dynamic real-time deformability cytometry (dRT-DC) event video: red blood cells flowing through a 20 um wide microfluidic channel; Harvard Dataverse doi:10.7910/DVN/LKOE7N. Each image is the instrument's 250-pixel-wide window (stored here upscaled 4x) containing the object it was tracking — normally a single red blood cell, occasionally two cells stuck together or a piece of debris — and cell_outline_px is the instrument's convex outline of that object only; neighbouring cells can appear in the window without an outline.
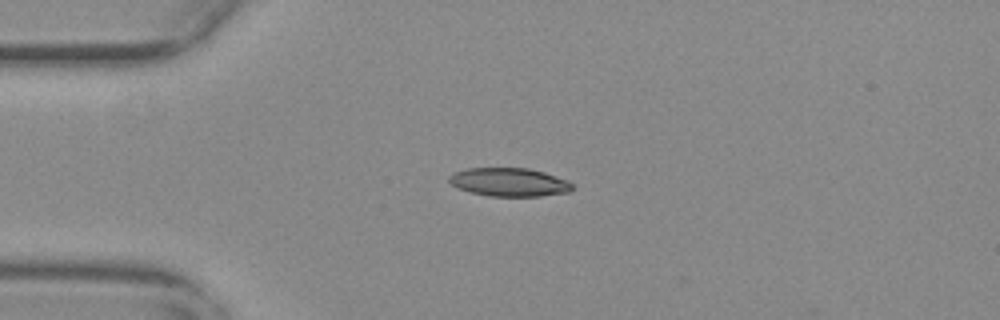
{"species": "common noctule bat (a hibernating species)", "species_latin": "Nyctalus noctula", "temperature_condition": "warm", "stored_images_in_passage": 42, "camera_frame_rate_fps": 3000, "um_per_image_px": 0.085, "animal": {"sex": "female", "body_mass_g": 29.2, "forearm_length_mm": 56.3}, "frame": {"image": 1, "passage_image": 1, "time_ms": 0.0, "image_size_px": [1000, 320], "cell_outline_px": [[572, 188], [568, 192], [540, 196], [488, 196], [472, 192], [460, 188], [452, 184], [448, 180], [448, 176], [456, 172], [468, 168], [528, 168], [544, 172], [568, 180], [572, 184]], "centroid_in_image_um": [43.3, 15.48], "position_along_channel_um": 41.7, "area_um2": 20.23}}
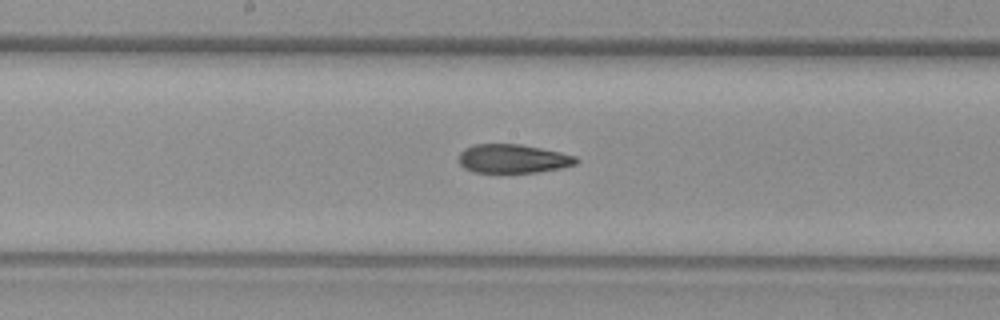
{"frame": {"image": 2, "passage_image": 16, "time_ms": 5.0, "image_size_px": [1000, 320], "cell_outline_px": [[580, 160], [576, 164], [560, 168], [536, 172], [472, 172], [464, 168], [460, 164], [460, 152], [464, 148], [472, 144], [520, 144], [560, 152], [576, 156]], "centroid_in_image_um": [43.6, 13.48], "position_along_channel_um": 204.6, "area_um2": 19.65}}
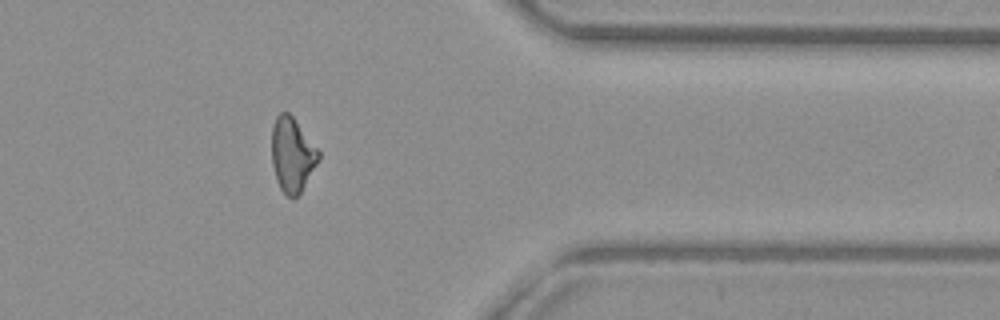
{"frame": {"image": 3, "passage_image": 32, "time_ms": 10.333, "image_size_px": [1000, 320], "cell_outline_px": [[320, 156], [316, 164], [300, 192], [292, 200], [280, 188], [276, 180], [272, 164], [272, 124], [276, 116], [280, 112], [288, 112], [292, 116], [320, 152]], "centroid_in_image_um": [24.81, 13.14], "position_along_channel_um": 386.6, "area_um2": 20.0}, "authors_computed_cell_mechanics": {"area_um2": 20.6635, "velocity_mm_per_s": 3.7472, "shape_relaxation_time_tau1_ms": null, "shape_relaxation_time_tau2_ms": 1.7808, "deformation_change_tau1": null, "deformation_change_tau2": 0.0837}}